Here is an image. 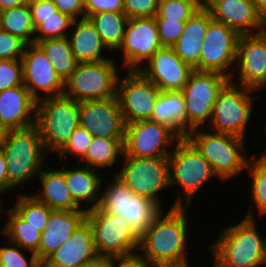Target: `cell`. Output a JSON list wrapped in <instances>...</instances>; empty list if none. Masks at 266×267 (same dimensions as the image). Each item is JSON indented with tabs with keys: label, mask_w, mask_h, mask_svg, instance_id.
<instances>
[{
	"label": "cell",
	"mask_w": 266,
	"mask_h": 267,
	"mask_svg": "<svg viewBox=\"0 0 266 267\" xmlns=\"http://www.w3.org/2000/svg\"><path fill=\"white\" fill-rule=\"evenodd\" d=\"M155 21L161 46L172 48L180 38L186 21L169 19H155Z\"/></svg>",
	"instance_id": "7bdbcfd3"
},
{
	"label": "cell",
	"mask_w": 266,
	"mask_h": 267,
	"mask_svg": "<svg viewBox=\"0 0 266 267\" xmlns=\"http://www.w3.org/2000/svg\"><path fill=\"white\" fill-rule=\"evenodd\" d=\"M86 220L92 227L99 256L122 258L137 254L140 235L123 217L95 207L87 210Z\"/></svg>",
	"instance_id": "52a82bcc"
},
{
	"label": "cell",
	"mask_w": 266,
	"mask_h": 267,
	"mask_svg": "<svg viewBox=\"0 0 266 267\" xmlns=\"http://www.w3.org/2000/svg\"><path fill=\"white\" fill-rule=\"evenodd\" d=\"M263 87L266 88V82L259 89H262Z\"/></svg>",
	"instance_id": "680465c9"
},
{
	"label": "cell",
	"mask_w": 266,
	"mask_h": 267,
	"mask_svg": "<svg viewBox=\"0 0 266 267\" xmlns=\"http://www.w3.org/2000/svg\"><path fill=\"white\" fill-rule=\"evenodd\" d=\"M233 82L234 79L230 80L218 94L211 119L205 128L245 139L253 112L254 102L251 96L257 90Z\"/></svg>",
	"instance_id": "ba28073f"
},
{
	"label": "cell",
	"mask_w": 266,
	"mask_h": 267,
	"mask_svg": "<svg viewBox=\"0 0 266 267\" xmlns=\"http://www.w3.org/2000/svg\"><path fill=\"white\" fill-rule=\"evenodd\" d=\"M24 86L21 60H0V92Z\"/></svg>",
	"instance_id": "60d3db41"
},
{
	"label": "cell",
	"mask_w": 266,
	"mask_h": 267,
	"mask_svg": "<svg viewBox=\"0 0 266 267\" xmlns=\"http://www.w3.org/2000/svg\"><path fill=\"white\" fill-rule=\"evenodd\" d=\"M22 5H28L27 0H0V11Z\"/></svg>",
	"instance_id": "f907efd6"
},
{
	"label": "cell",
	"mask_w": 266,
	"mask_h": 267,
	"mask_svg": "<svg viewBox=\"0 0 266 267\" xmlns=\"http://www.w3.org/2000/svg\"><path fill=\"white\" fill-rule=\"evenodd\" d=\"M256 156L254 154L250 156L246 170L252 176L250 192L254 202L252 204L259 215H266V160L261 157L256 159Z\"/></svg>",
	"instance_id": "8d00e7d4"
},
{
	"label": "cell",
	"mask_w": 266,
	"mask_h": 267,
	"mask_svg": "<svg viewBox=\"0 0 266 267\" xmlns=\"http://www.w3.org/2000/svg\"><path fill=\"white\" fill-rule=\"evenodd\" d=\"M180 139L171 128L153 120L128 123L125 126L123 156L168 157Z\"/></svg>",
	"instance_id": "4fadbf2b"
},
{
	"label": "cell",
	"mask_w": 266,
	"mask_h": 267,
	"mask_svg": "<svg viewBox=\"0 0 266 267\" xmlns=\"http://www.w3.org/2000/svg\"><path fill=\"white\" fill-rule=\"evenodd\" d=\"M109 51H118L122 45L128 17L124 12H101L88 17Z\"/></svg>",
	"instance_id": "d6a6232c"
},
{
	"label": "cell",
	"mask_w": 266,
	"mask_h": 267,
	"mask_svg": "<svg viewBox=\"0 0 266 267\" xmlns=\"http://www.w3.org/2000/svg\"><path fill=\"white\" fill-rule=\"evenodd\" d=\"M239 37L240 34L234 29L212 20L202 44L199 63L194 70L218 72L233 80L232 66L236 62Z\"/></svg>",
	"instance_id": "5bb4252c"
},
{
	"label": "cell",
	"mask_w": 266,
	"mask_h": 267,
	"mask_svg": "<svg viewBox=\"0 0 266 267\" xmlns=\"http://www.w3.org/2000/svg\"><path fill=\"white\" fill-rule=\"evenodd\" d=\"M114 59L96 63H79L64 82V95L74 100H105L117 96V82L121 74Z\"/></svg>",
	"instance_id": "9c48e42d"
},
{
	"label": "cell",
	"mask_w": 266,
	"mask_h": 267,
	"mask_svg": "<svg viewBox=\"0 0 266 267\" xmlns=\"http://www.w3.org/2000/svg\"><path fill=\"white\" fill-rule=\"evenodd\" d=\"M20 60L24 86L36 101L64 93V82L36 43L27 44Z\"/></svg>",
	"instance_id": "2e32d148"
},
{
	"label": "cell",
	"mask_w": 266,
	"mask_h": 267,
	"mask_svg": "<svg viewBox=\"0 0 266 267\" xmlns=\"http://www.w3.org/2000/svg\"><path fill=\"white\" fill-rule=\"evenodd\" d=\"M92 138L93 136L84 127L78 126L73 131L66 145L57 153L60 161L63 162L69 154L82 159Z\"/></svg>",
	"instance_id": "ab89813d"
},
{
	"label": "cell",
	"mask_w": 266,
	"mask_h": 267,
	"mask_svg": "<svg viewBox=\"0 0 266 267\" xmlns=\"http://www.w3.org/2000/svg\"><path fill=\"white\" fill-rule=\"evenodd\" d=\"M205 8L213 20L224 23L240 35L266 30V22L258 14L253 0H213Z\"/></svg>",
	"instance_id": "44dd1931"
},
{
	"label": "cell",
	"mask_w": 266,
	"mask_h": 267,
	"mask_svg": "<svg viewBox=\"0 0 266 267\" xmlns=\"http://www.w3.org/2000/svg\"><path fill=\"white\" fill-rule=\"evenodd\" d=\"M8 216L4 226H1V234L7 241L19 245L26 252L36 253L39 249L41 232L23 220L11 207L5 211Z\"/></svg>",
	"instance_id": "4dcf8cb0"
},
{
	"label": "cell",
	"mask_w": 266,
	"mask_h": 267,
	"mask_svg": "<svg viewBox=\"0 0 266 267\" xmlns=\"http://www.w3.org/2000/svg\"><path fill=\"white\" fill-rule=\"evenodd\" d=\"M235 64L238 85L259 90L266 82V30L240 35Z\"/></svg>",
	"instance_id": "d6986e66"
},
{
	"label": "cell",
	"mask_w": 266,
	"mask_h": 267,
	"mask_svg": "<svg viewBox=\"0 0 266 267\" xmlns=\"http://www.w3.org/2000/svg\"><path fill=\"white\" fill-rule=\"evenodd\" d=\"M26 46L20 37L0 29V60H20Z\"/></svg>",
	"instance_id": "b9f144b4"
},
{
	"label": "cell",
	"mask_w": 266,
	"mask_h": 267,
	"mask_svg": "<svg viewBox=\"0 0 266 267\" xmlns=\"http://www.w3.org/2000/svg\"><path fill=\"white\" fill-rule=\"evenodd\" d=\"M17 199L12 209L26 222L33 227L38 228L40 232L46 227V223L50 216V209L46 204L36 200L30 193L22 192L16 196Z\"/></svg>",
	"instance_id": "d590c367"
},
{
	"label": "cell",
	"mask_w": 266,
	"mask_h": 267,
	"mask_svg": "<svg viewBox=\"0 0 266 267\" xmlns=\"http://www.w3.org/2000/svg\"><path fill=\"white\" fill-rule=\"evenodd\" d=\"M79 115L80 126L92 136L124 139L126 124L117 96L105 100L80 101Z\"/></svg>",
	"instance_id": "ac0fdd59"
},
{
	"label": "cell",
	"mask_w": 266,
	"mask_h": 267,
	"mask_svg": "<svg viewBox=\"0 0 266 267\" xmlns=\"http://www.w3.org/2000/svg\"><path fill=\"white\" fill-rule=\"evenodd\" d=\"M201 8L196 0H160L154 18L187 21Z\"/></svg>",
	"instance_id": "74e56055"
},
{
	"label": "cell",
	"mask_w": 266,
	"mask_h": 267,
	"mask_svg": "<svg viewBox=\"0 0 266 267\" xmlns=\"http://www.w3.org/2000/svg\"><path fill=\"white\" fill-rule=\"evenodd\" d=\"M0 186L6 191V193L8 192L6 158L1 148H0Z\"/></svg>",
	"instance_id": "681fc988"
},
{
	"label": "cell",
	"mask_w": 266,
	"mask_h": 267,
	"mask_svg": "<svg viewBox=\"0 0 266 267\" xmlns=\"http://www.w3.org/2000/svg\"><path fill=\"white\" fill-rule=\"evenodd\" d=\"M171 128L180 138L187 136V111L182 91H161L151 119Z\"/></svg>",
	"instance_id": "f546056e"
},
{
	"label": "cell",
	"mask_w": 266,
	"mask_h": 267,
	"mask_svg": "<svg viewBox=\"0 0 266 267\" xmlns=\"http://www.w3.org/2000/svg\"><path fill=\"white\" fill-rule=\"evenodd\" d=\"M229 81L230 78L218 72L194 70L191 73L181 90L186 103L187 135L209 124L218 94Z\"/></svg>",
	"instance_id": "7c38bea8"
},
{
	"label": "cell",
	"mask_w": 266,
	"mask_h": 267,
	"mask_svg": "<svg viewBox=\"0 0 266 267\" xmlns=\"http://www.w3.org/2000/svg\"><path fill=\"white\" fill-rule=\"evenodd\" d=\"M209 131L205 127L204 129L196 128L190 131L186 138L209 162L217 178L219 177L222 181L229 180V178L242 173L249 161L245 154L246 142L244 141L246 139Z\"/></svg>",
	"instance_id": "277c9868"
},
{
	"label": "cell",
	"mask_w": 266,
	"mask_h": 267,
	"mask_svg": "<svg viewBox=\"0 0 266 267\" xmlns=\"http://www.w3.org/2000/svg\"><path fill=\"white\" fill-rule=\"evenodd\" d=\"M162 46L154 17L128 19L122 45L126 70H139ZM141 65V66H140Z\"/></svg>",
	"instance_id": "e0dca14e"
},
{
	"label": "cell",
	"mask_w": 266,
	"mask_h": 267,
	"mask_svg": "<svg viewBox=\"0 0 266 267\" xmlns=\"http://www.w3.org/2000/svg\"><path fill=\"white\" fill-rule=\"evenodd\" d=\"M85 18L101 12H124L123 0H84Z\"/></svg>",
	"instance_id": "f6af8a7d"
},
{
	"label": "cell",
	"mask_w": 266,
	"mask_h": 267,
	"mask_svg": "<svg viewBox=\"0 0 266 267\" xmlns=\"http://www.w3.org/2000/svg\"><path fill=\"white\" fill-rule=\"evenodd\" d=\"M144 66L139 71L161 91H181L194 71L168 47L159 49Z\"/></svg>",
	"instance_id": "ffe728a7"
},
{
	"label": "cell",
	"mask_w": 266,
	"mask_h": 267,
	"mask_svg": "<svg viewBox=\"0 0 266 267\" xmlns=\"http://www.w3.org/2000/svg\"><path fill=\"white\" fill-rule=\"evenodd\" d=\"M10 129L0 121V148L7 141Z\"/></svg>",
	"instance_id": "f5cc1de1"
},
{
	"label": "cell",
	"mask_w": 266,
	"mask_h": 267,
	"mask_svg": "<svg viewBox=\"0 0 266 267\" xmlns=\"http://www.w3.org/2000/svg\"><path fill=\"white\" fill-rule=\"evenodd\" d=\"M79 267H113V258L98 255L95 259L83 263Z\"/></svg>",
	"instance_id": "c3c4849f"
},
{
	"label": "cell",
	"mask_w": 266,
	"mask_h": 267,
	"mask_svg": "<svg viewBox=\"0 0 266 267\" xmlns=\"http://www.w3.org/2000/svg\"><path fill=\"white\" fill-rule=\"evenodd\" d=\"M68 39L72 52L79 63H96L106 59L103 51L110 52L104 45L95 25L89 18L74 19Z\"/></svg>",
	"instance_id": "d4e9b609"
},
{
	"label": "cell",
	"mask_w": 266,
	"mask_h": 267,
	"mask_svg": "<svg viewBox=\"0 0 266 267\" xmlns=\"http://www.w3.org/2000/svg\"><path fill=\"white\" fill-rule=\"evenodd\" d=\"M100 194L98 208L101 211L123 217L141 235L160 212L161 208L152 200L136 195L114 174Z\"/></svg>",
	"instance_id": "8fae6325"
},
{
	"label": "cell",
	"mask_w": 266,
	"mask_h": 267,
	"mask_svg": "<svg viewBox=\"0 0 266 267\" xmlns=\"http://www.w3.org/2000/svg\"><path fill=\"white\" fill-rule=\"evenodd\" d=\"M125 72L124 78L120 76L117 82V98L125 124L150 120L160 90L139 70Z\"/></svg>",
	"instance_id": "9a60e30c"
},
{
	"label": "cell",
	"mask_w": 266,
	"mask_h": 267,
	"mask_svg": "<svg viewBox=\"0 0 266 267\" xmlns=\"http://www.w3.org/2000/svg\"><path fill=\"white\" fill-rule=\"evenodd\" d=\"M7 242V246L2 245L0 247V267H42V263L35 253H29L31 255L30 258H26L25 253L22 251L25 249L12 242Z\"/></svg>",
	"instance_id": "f35d334b"
},
{
	"label": "cell",
	"mask_w": 266,
	"mask_h": 267,
	"mask_svg": "<svg viewBox=\"0 0 266 267\" xmlns=\"http://www.w3.org/2000/svg\"><path fill=\"white\" fill-rule=\"evenodd\" d=\"M65 168L66 184L73 200L81 208L82 202H85V205L90 204L86 210L97 207L103 186V178L98 175L99 171L97 173L96 169L81 164L77 168Z\"/></svg>",
	"instance_id": "f1b7e54d"
},
{
	"label": "cell",
	"mask_w": 266,
	"mask_h": 267,
	"mask_svg": "<svg viewBox=\"0 0 266 267\" xmlns=\"http://www.w3.org/2000/svg\"><path fill=\"white\" fill-rule=\"evenodd\" d=\"M266 129V128H265ZM265 131V133H266V130H264ZM261 156V158H263V159H265L266 160V151H265V153L264 154H262V155H260Z\"/></svg>",
	"instance_id": "6f0895ef"
},
{
	"label": "cell",
	"mask_w": 266,
	"mask_h": 267,
	"mask_svg": "<svg viewBox=\"0 0 266 267\" xmlns=\"http://www.w3.org/2000/svg\"><path fill=\"white\" fill-rule=\"evenodd\" d=\"M46 168V169H44ZM41 188L31 194L39 202L46 204L52 210L74 211L82 209L72 198L66 184L65 167L54 169L47 164L38 175Z\"/></svg>",
	"instance_id": "484cf974"
},
{
	"label": "cell",
	"mask_w": 266,
	"mask_h": 267,
	"mask_svg": "<svg viewBox=\"0 0 266 267\" xmlns=\"http://www.w3.org/2000/svg\"><path fill=\"white\" fill-rule=\"evenodd\" d=\"M97 256L93 230L85 220L65 243L42 262V267H79Z\"/></svg>",
	"instance_id": "7402d4cb"
},
{
	"label": "cell",
	"mask_w": 266,
	"mask_h": 267,
	"mask_svg": "<svg viewBox=\"0 0 266 267\" xmlns=\"http://www.w3.org/2000/svg\"><path fill=\"white\" fill-rule=\"evenodd\" d=\"M124 139H107L93 136L91 143L82 159L78 160V164L96 169L109 168L115 165L118 158L123 157ZM119 156V157H118ZM83 160V162H81Z\"/></svg>",
	"instance_id": "1f68e13d"
},
{
	"label": "cell",
	"mask_w": 266,
	"mask_h": 267,
	"mask_svg": "<svg viewBox=\"0 0 266 267\" xmlns=\"http://www.w3.org/2000/svg\"><path fill=\"white\" fill-rule=\"evenodd\" d=\"M1 149L6 158L8 190L28 183L35 176L37 178L46 166L47 152L36 125L10 130Z\"/></svg>",
	"instance_id": "3957f363"
},
{
	"label": "cell",
	"mask_w": 266,
	"mask_h": 267,
	"mask_svg": "<svg viewBox=\"0 0 266 267\" xmlns=\"http://www.w3.org/2000/svg\"><path fill=\"white\" fill-rule=\"evenodd\" d=\"M115 176L136 195L152 200L163 209L160 191L170 186L168 157L136 158L123 156Z\"/></svg>",
	"instance_id": "30bf717a"
},
{
	"label": "cell",
	"mask_w": 266,
	"mask_h": 267,
	"mask_svg": "<svg viewBox=\"0 0 266 267\" xmlns=\"http://www.w3.org/2000/svg\"><path fill=\"white\" fill-rule=\"evenodd\" d=\"M213 20L211 13L204 7L199 9L185 22L184 30L172 47L176 54L193 69L199 63L202 44L209 23Z\"/></svg>",
	"instance_id": "4316f807"
},
{
	"label": "cell",
	"mask_w": 266,
	"mask_h": 267,
	"mask_svg": "<svg viewBox=\"0 0 266 267\" xmlns=\"http://www.w3.org/2000/svg\"><path fill=\"white\" fill-rule=\"evenodd\" d=\"M248 211L234 225L221 229L211 244L215 267H262L266 261V238L258 232L255 217Z\"/></svg>",
	"instance_id": "7a4b0ae2"
},
{
	"label": "cell",
	"mask_w": 266,
	"mask_h": 267,
	"mask_svg": "<svg viewBox=\"0 0 266 267\" xmlns=\"http://www.w3.org/2000/svg\"><path fill=\"white\" fill-rule=\"evenodd\" d=\"M6 191L5 190H0V196H2V194H4ZM2 201H0V216H2L1 214L3 213V203H1Z\"/></svg>",
	"instance_id": "11a10c76"
},
{
	"label": "cell",
	"mask_w": 266,
	"mask_h": 267,
	"mask_svg": "<svg viewBox=\"0 0 266 267\" xmlns=\"http://www.w3.org/2000/svg\"><path fill=\"white\" fill-rule=\"evenodd\" d=\"M41 1H45V0H27V4L32 5V4H35L37 2H41Z\"/></svg>",
	"instance_id": "9f6ffc18"
},
{
	"label": "cell",
	"mask_w": 266,
	"mask_h": 267,
	"mask_svg": "<svg viewBox=\"0 0 266 267\" xmlns=\"http://www.w3.org/2000/svg\"><path fill=\"white\" fill-rule=\"evenodd\" d=\"M37 101L25 86L0 92V121L10 130L25 129L36 124Z\"/></svg>",
	"instance_id": "cb8c5ba5"
},
{
	"label": "cell",
	"mask_w": 266,
	"mask_h": 267,
	"mask_svg": "<svg viewBox=\"0 0 266 267\" xmlns=\"http://www.w3.org/2000/svg\"><path fill=\"white\" fill-rule=\"evenodd\" d=\"M213 0H197V3L201 6V7H206L209 3H211Z\"/></svg>",
	"instance_id": "db71d44e"
},
{
	"label": "cell",
	"mask_w": 266,
	"mask_h": 267,
	"mask_svg": "<svg viewBox=\"0 0 266 267\" xmlns=\"http://www.w3.org/2000/svg\"><path fill=\"white\" fill-rule=\"evenodd\" d=\"M29 7L35 26L34 43L45 39L68 37L69 33L66 30L71 28L74 19L60 12L53 0L37 2Z\"/></svg>",
	"instance_id": "83f0119b"
},
{
	"label": "cell",
	"mask_w": 266,
	"mask_h": 267,
	"mask_svg": "<svg viewBox=\"0 0 266 267\" xmlns=\"http://www.w3.org/2000/svg\"><path fill=\"white\" fill-rule=\"evenodd\" d=\"M186 206L161 209L140 235L137 254L154 267H188L189 238Z\"/></svg>",
	"instance_id": "6da1fadb"
},
{
	"label": "cell",
	"mask_w": 266,
	"mask_h": 267,
	"mask_svg": "<svg viewBox=\"0 0 266 267\" xmlns=\"http://www.w3.org/2000/svg\"><path fill=\"white\" fill-rule=\"evenodd\" d=\"M35 125L47 154H57L80 126L79 102L64 94L37 101Z\"/></svg>",
	"instance_id": "5b68a950"
},
{
	"label": "cell",
	"mask_w": 266,
	"mask_h": 267,
	"mask_svg": "<svg viewBox=\"0 0 266 267\" xmlns=\"http://www.w3.org/2000/svg\"><path fill=\"white\" fill-rule=\"evenodd\" d=\"M57 9L72 19L85 18L84 0H53Z\"/></svg>",
	"instance_id": "bcb514c9"
},
{
	"label": "cell",
	"mask_w": 266,
	"mask_h": 267,
	"mask_svg": "<svg viewBox=\"0 0 266 267\" xmlns=\"http://www.w3.org/2000/svg\"><path fill=\"white\" fill-rule=\"evenodd\" d=\"M170 187L178 186L183 197H177L170 208L178 206L189 207L192 199L203 184L213 177H217L209 162L201 155L197 148L187 139L181 138L168 156ZM185 199V200H184ZM184 201V204H182Z\"/></svg>",
	"instance_id": "8992f818"
},
{
	"label": "cell",
	"mask_w": 266,
	"mask_h": 267,
	"mask_svg": "<svg viewBox=\"0 0 266 267\" xmlns=\"http://www.w3.org/2000/svg\"><path fill=\"white\" fill-rule=\"evenodd\" d=\"M86 214V209L52 210L50 212L46 227L41 232L39 249L35 253L41 263L72 236L86 220Z\"/></svg>",
	"instance_id": "603a6c76"
},
{
	"label": "cell",
	"mask_w": 266,
	"mask_h": 267,
	"mask_svg": "<svg viewBox=\"0 0 266 267\" xmlns=\"http://www.w3.org/2000/svg\"><path fill=\"white\" fill-rule=\"evenodd\" d=\"M255 3L258 14L266 22V0H253Z\"/></svg>",
	"instance_id": "816d5d0a"
},
{
	"label": "cell",
	"mask_w": 266,
	"mask_h": 267,
	"mask_svg": "<svg viewBox=\"0 0 266 267\" xmlns=\"http://www.w3.org/2000/svg\"><path fill=\"white\" fill-rule=\"evenodd\" d=\"M36 44L47 55L57 75L65 82L76 70L79 62L72 52L68 37L45 39L37 41Z\"/></svg>",
	"instance_id": "836d02e7"
},
{
	"label": "cell",
	"mask_w": 266,
	"mask_h": 267,
	"mask_svg": "<svg viewBox=\"0 0 266 267\" xmlns=\"http://www.w3.org/2000/svg\"><path fill=\"white\" fill-rule=\"evenodd\" d=\"M0 29L20 37L27 44L34 43L35 26L29 5L1 11Z\"/></svg>",
	"instance_id": "e575fe53"
},
{
	"label": "cell",
	"mask_w": 266,
	"mask_h": 267,
	"mask_svg": "<svg viewBox=\"0 0 266 267\" xmlns=\"http://www.w3.org/2000/svg\"><path fill=\"white\" fill-rule=\"evenodd\" d=\"M124 13L130 18H150L157 13L160 0H123Z\"/></svg>",
	"instance_id": "ee69618b"
},
{
	"label": "cell",
	"mask_w": 266,
	"mask_h": 267,
	"mask_svg": "<svg viewBox=\"0 0 266 267\" xmlns=\"http://www.w3.org/2000/svg\"><path fill=\"white\" fill-rule=\"evenodd\" d=\"M113 267H154L138 254L122 258H113Z\"/></svg>",
	"instance_id": "7dc6e473"
}]
</instances>
